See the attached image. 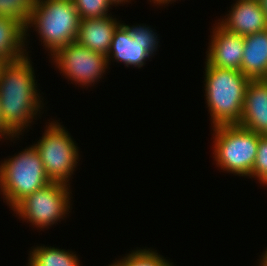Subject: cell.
I'll use <instances>...</instances> for the list:
<instances>
[{
	"label": "cell",
	"mask_w": 267,
	"mask_h": 266,
	"mask_svg": "<svg viewBox=\"0 0 267 266\" xmlns=\"http://www.w3.org/2000/svg\"><path fill=\"white\" fill-rule=\"evenodd\" d=\"M35 81L29 56L0 64V112L6 126L17 137L31 126L44 107Z\"/></svg>",
	"instance_id": "cell-1"
},
{
	"label": "cell",
	"mask_w": 267,
	"mask_h": 266,
	"mask_svg": "<svg viewBox=\"0 0 267 266\" xmlns=\"http://www.w3.org/2000/svg\"><path fill=\"white\" fill-rule=\"evenodd\" d=\"M205 65L204 90L211 124H238L243 115L245 92L251 79L238 70Z\"/></svg>",
	"instance_id": "cell-2"
},
{
	"label": "cell",
	"mask_w": 267,
	"mask_h": 266,
	"mask_svg": "<svg viewBox=\"0 0 267 266\" xmlns=\"http://www.w3.org/2000/svg\"><path fill=\"white\" fill-rule=\"evenodd\" d=\"M80 17L72 0H35L25 35L33 27L51 56L76 41Z\"/></svg>",
	"instance_id": "cell-3"
},
{
	"label": "cell",
	"mask_w": 267,
	"mask_h": 266,
	"mask_svg": "<svg viewBox=\"0 0 267 266\" xmlns=\"http://www.w3.org/2000/svg\"><path fill=\"white\" fill-rule=\"evenodd\" d=\"M50 182L33 145L0 163V191L11 209Z\"/></svg>",
	"instance_id": "cell-4"
},
{
	"label": "cell",
	"mask_w": 267,
	"mask_h": 266,
	"mask_svg": "<svg viewBox=\"0 0 267 266\" xmlns=\"http://www.w3.org/2000/svg\"><path fill=\"white\" fill-rule=\"evenodd\" d=\"M216 165L234 175L249 177L255 162L259 134L237 124L212 126Z\"/></svg>",
	"instance_id": "cell-5"
},
{
	"label": "cell",
	"mask_w": 267,
	"mask_h": 266,
	"mask_svg": "<svg viewBox=\"0 0 267 266\" xmlns=\"http://www.w3.org/2000/svg\"><path fill=\"white\" fill-rule=\"evenodd\" d=\"M45 129L41 139L33 144L39 152L45 173L51 182L70 185L69 180L78 166V146L61 123L49 122Z\"/></svg>",
	"instance_id": "cell-6"
},
{
	"label": "cell",
	"mask_w": 267,
	"mask_h": 266,
	"mask_svg": "<svg viewBox=\"0 0 267 266\" xmlns=\"http://www.w3.org/2000/svg\"><path fill=\"white\" fill-rule=\"evenodd\" d=\"M70 186L61 182H50L43 188L22 199L12 210L23 221L39 227L49 228L70 213L72 205ZM69 212V213H68Z\"/></svg>",
	"instance_id": "cell-7"
},
{
	"label": "cell",
	"mask_w": 267,
	"mask_h": 266,
	"mask_svg": "<svg viewBox=\"0 0 267 266\" xmlns=\"http://www.w3.org/2000/svg\"><path fill=\"white\" fill-rule=\"evenodd\" d=\"M51 58L66 79L85 87L101 79L109 66L104 54L91 51L76 41L58 49Z\"/></svg>",
	"instance_id": "cell-8"
},
{
	"label": "cell",
	"mask_w": 267,
	"mask_h": 266,
	"mask_svg": "<svg viewBox=\"0 0 267 266\" xmlns=\"http://www.w3.org/2000/svg\"><path fill=\"white\" fill-rule=\"evenodd\" d=\"M206 52L208 65L241 71L244 36L231 33L216 23Z\"/></svg>",
	"instance_id": "cell-9"
},
{
	"label": "cell",
	"mask_w": 267,
	"mask_h": 266,
	"mask_svg": "<svg viewBox=\"0 0 267 266\" xmlns=\"http://www.w3.org/2000/svg\"><path fill=\"white\" fill-rule=\"evenodd\" d=\"M218 24L225 30L239 34L249 35L267 30L265 13L258 0H237Z\"/></svg>",
	"instance_id": "cell-10"
},
{
	"label": "cell",
	"mask_w": 267,
	"mask_h": 266,
	"mask_svg": "<svg viewBox=\"0 0 267 266\" xmlns=\"http://www.w3.org/2000/svg\"><path fill=\"white\" fill-rule=\"evenodd\" d=\"M260 135H267V79H251L247 85L243 115L237 124Z\"/></svg>",
	"instance_id": "cell-11"
},
{
	"label": "cell",
	"mask_w": 267,
	"mask_h": 266,
	"mask_svg": "<svg viewBox=\"0 0 267 266\" xmlns=\"http://www.w3.org/2000/svg\"><path fill=\"white\" fill-rule=\"evenodd\" d=\"M121 23L111 15L100 18L81 19L76 42L107 56L115 30Z\"/></svg>",
	"instance_id": "cell-12"
},
{
	"label": "cell",
	"mask_w": 267,
	"mask_h": 266,
	"mask_svg": "<svg viewBox=\"0 0 267 266\" xmlns=\"http://www.w3.org/2000/svg\"><path fill=\"white\" fill-rule=\"evenodd\" d=\"M152 55L142 47V44L131 38L129 25L121 23L115 30L110 50L106 56L108 64L113 58L118 63L123 62L126 67L133 66L141 68L146 60Z\"/></svg>",
	"instance_id": "cell-13"
},
{
	"label": "cell",
	"mask_w": 267,
	"mask_h": 266,
	"mask_svg": "<svg viewBox=\"0 0 267 266\" xmlns=\"http://www.w3.org/2000/svg\"><path fill=\"white\" fill-rule=\"evenodd\" d=\"M241 72L250 79H267V30L244 36Z\"/></svg>",
	"instance_id": "cell-14"
},
{
	"label": "cell",
	"mask_w": 267,
	"mask_h": 266,
	"mask_svg": "<svg viewBox=\"0 0 267 266\" xmlns=\"http://www.w3.org/2000/svg\"><path fill=\"white\" fill-rule=\"evenodd\" d=\"M25 34V28L18 21L0 17V64L19 61L28 56Z\"/></svg>",
	"instance_id": "cell-15"
},
{
	"label": "cell",
	"mask_w": 267,
	"mask_h": 266,
	"mask_svg": "<svg viewBox=\"0 0 267 266\" xmlns=\"http://www.w3.org/2000/svg\"><path fill=\"white\" fill-rule=\"evenodd\" d=\"M70 250L36 246L29 254L28 266H80L78 256Z\"/></svg>",
	"instance_id": "cell-16"
},
{
	"label": "cell",
	"mask_w": 267,
	"mask_h": 266,
	"mask_svg": "<svg viewBox=\"0 0 267 266\" xmlns=\"http://www.w3.org/2000/svg\"><path fill=\"white\" fill-rule=\"evenodd\" d=\"M35 0H0V17L18 21L25 29Z\"/></svg>",
	"instance_id": "cell-17"
},
{
	"label": "cell",
	"mask_w": 267,
	"mask_h": 266,
	"mask_svg": "<svg viewBox=\"0 0 267 266\" xmlns=\"http://www.w3.org/2000/svg\"><path fill=\"white\" fill-rule=\"evenodd\" d=\"M136 249L130 251L125 257H122V266H174L166 258L158 254L153 249Z\"/></svg>",
	"instance_id": "cell-18"
},
{
	"label": "cell",
	"mask_w": 267,
	"mask_h": 266,
	"mask_svg": "<svg viewBox=\"0 0 267 266\" xmlns=\"http://www.w3.org/2000/svg\"><path fill=\"white\" fill-rule=\"evenodd\" d=\"M80 19L109 16V8L114 6L110 0H72Z\"/></svg>",
	"instance_id": "cell-19"
},
{
	"label": "cell",
	"mask_w": 267,
	"mask_h": 266,
	"mask_svg": "<svg viewBox=\"0 0 267 266\" xmlns=\"http://www.w3.org/2000/svg\"><path fill=\"white\" fill-rule=\"evenodd\" d=\"M129 32L131 34V38L135 39L136 41L140 42L142 44V47H144L151 55L154 56V52H156L158 47V36L156 35V32H153V30L150 28V26L146 25H134L129 26Z\"/></svg>",
	"instance_id": "cell-20"
},
{
	"label": "cell",
	"mask_w": 267,
	"mask_h": 266,
	"mask_svg": "<svg viewBox=\"0 0 267 266\" xmlns=\"http://www.w3.org/2000/svg\"><path fill=\"white\" fill-rule=\"evenodd\" d=\"M250 178H257L262 185L267 180V135L259 134V144Z\"/></svg>",
	"instance_id": "cell-21"
},
{
	"label": "cell",
	"mask_w": 267,
	"mask_h": 266,
	"mask_svg": "<svg viewBox=\"0 0 267 266\" xmlns=\"http://www.w3.org/2000/svg\"><path fill=\"white\" fill-rule=\"evenodd\" d=\"M2 137L8 140L10 139L12 140L15 137L19 138L6 126L5 122L2 119L1 112H0V139H2Z\"/></svg>",
	"instance_id": "cell-22"
},
{
	"label": "cell",
	"mask_w": 267,
	"mask_h": 266,
	"mask_svg": "<svg viewBox=\"0 0 267 266\" xmlns=\"http://www.w3.org/2000/svg\"><path fill=\"white\" fill-rule=\"evenodd\" d=\"M259 266H267V248L264 253L261 255Z\"/></svg>",
	"instance_id": "cell-23"
},
{
	"label": "cell",
	"mask_w": 267,
	"mask_h": 266,
	"mask_svg": "<svg viewBox=\"0 0 267 266\" xmlns=\"http://www.w3.org/2000/svg\"><path fill=\"white\" fill-rule=\"evenodd\" d=\"M151 1H152L155 5H159V6L161 5V6H162L163 4H164V5H165V4L168 5L169 3L174 2V1H176V0H150V2H151Z\"/></svg>",
	"instance_id": "cell-24"
},
{
	"label": "cell",
	"mask_w": 267,
	"mask_h": 266,
	"mask_svg": "<svg viewBox=\"0 0 267 266\" xmlns=\"http://www.w3.org/2000/svg\"><path fill=\"white\" fill-rule=\"evenodd\" d=\"M260 7L262 8V10L265 13V17L267 20V0H258Z\"/></svg>",
	"instance_id": "cell-25"
},
{
	"label": "cell",
	"mask_w": 267,
	"mask_h": 266,
	"mask_svg": "<svg viewBox=\"0 0 267 266\" xmlns=\"http://www.w3.org/2000/svg\"><path fill=\"white\" fill-rule=\"evenodd\" d=\"M111 2H112V4L115 6H117V5H120V4H123V3H125V2H130L131 0H110Z\"/></svg>",
	"instance_id": "cell-26"
},
{
	"label": "cell",
	"mask_w": 267,
	"mask_h": 266,
	"mask_svg": "<svg viewBox=\"0 0 267 266\" xmlns=\"http://www.w3.org/2000/svg\"><path fill=\"white\" fill-rule=\"evenodd\" d=\"M109 266H122V258L119 260L113 261L112 264H109Z\"/></svg>",
	"instance_id": "cell-27"
}]
</instances>
